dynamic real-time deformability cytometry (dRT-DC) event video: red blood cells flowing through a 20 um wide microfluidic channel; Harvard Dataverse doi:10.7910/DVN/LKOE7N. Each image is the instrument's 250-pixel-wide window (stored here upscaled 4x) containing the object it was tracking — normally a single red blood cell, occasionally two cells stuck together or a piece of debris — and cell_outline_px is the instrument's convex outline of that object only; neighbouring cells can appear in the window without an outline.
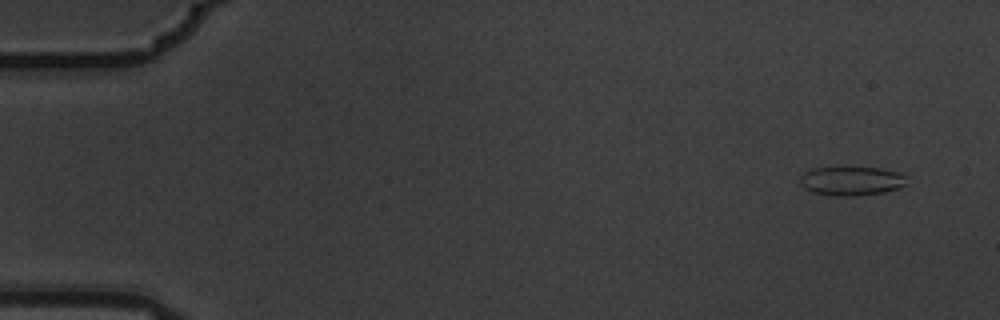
{"species": "common noctule bat (a hibernating species)", "species_latin": "Nyctalus noctula", "temperature_condition": "warm", "stored_images_in_passage": 6, "segment_of_instrument_passage": [1, 2], "camera_frame_rate_fps": 3000, "um_per_image_px": 0.085, "animal": {"sex": "male", "body_mass_g": 19.5, "forearm_length_mm": 54.6}, "frame": {"image": 1, "passage_image": 1, "time_ms": 0.0, "image_size_px": [1000, 320], "cell_outline_px": [[908, 184], [884, 192], [856, 196], [836, 196], [812, 192], [804, 188], [800, 184], [800, 176], [804, 172], [812, 168], [848, 164], [880, 168], [896, 172], [904, 176]], "centroid_in_image_um": [72.31, 15.33], "position_along_channel_um": 12.7, "area_um2": 18.84}}